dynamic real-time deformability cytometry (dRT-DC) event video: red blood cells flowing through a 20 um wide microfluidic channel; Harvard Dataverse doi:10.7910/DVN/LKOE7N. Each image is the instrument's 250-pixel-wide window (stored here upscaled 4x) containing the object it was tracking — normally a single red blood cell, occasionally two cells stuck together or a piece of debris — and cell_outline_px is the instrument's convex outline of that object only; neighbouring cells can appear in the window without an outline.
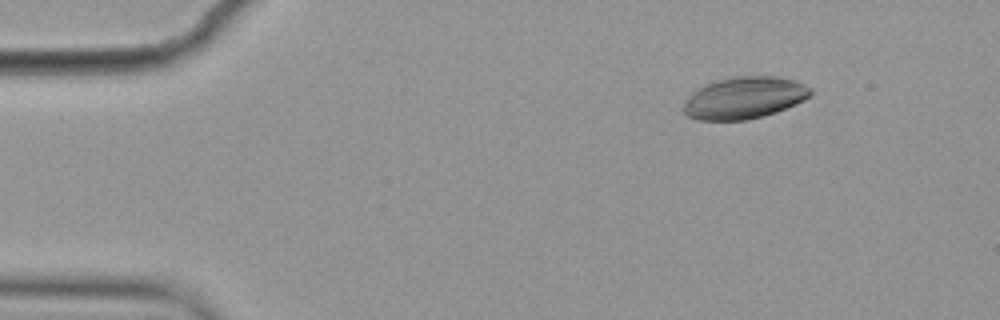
{"species": "common noctule bat (a hibernating species)", "species_latin": "Nyctalus noctula", "temperature_condition": "cold", "stored_images_in_passage": 8, "camera_frame_rate_fps": 3000, "um_per_image_px": 0.085, "animal": {"sex": "female", "body_mass_g": 19.9}, "frame": {"image": 1, "passage_image": 1, "time_ms": 0.0, "image_size_px": [1000, 320], "cell_outline_px": [[812, 96], [796, 104], [776, 112], [764, 116], [748, 120], [696, 120], [688, 116], [684, 112], [684, 104], [688, 96], [692, 92], [704, 84], [712, 80], [728, 76], [776, 76], [796, 80], [812, 88]], "centroid_in_image_um": [63.28, 8.3], "position_along_channel_um": 21.7, "area_um2": 31.56}}
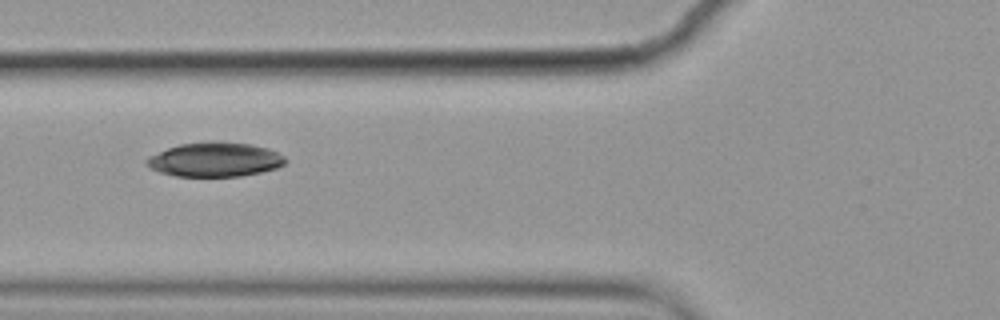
{"frame": {"image": 2, "passage_image": 5, "time_ms": 1.333, "image_size_px": [1000, 320], "cell_outline_px": [[288, 160], [284, 164], [276, 168], [260, 172], [240, 176], [176, 176], [160, 172], [144, 164], [144, 160], [148, 156], [168, 148], [180, 144], [208, 140], [216, 140], [252, 144], [268, 148], [284, 156]], "centroid_in_image_um": [18.26, 13.54], "position_along_channel_um": 107.5, "area_um2": 28.03}}
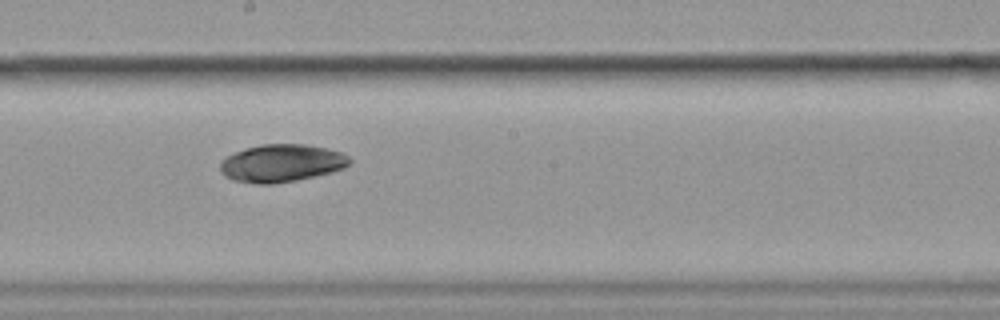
{"frame": {"image": 3, "passage_image": 8, "time_ms": 2.333, "image_size_px": [1000, 320], "cell_outline_px": [[352, 160], [344, 168], [332, 172], [296, 180], [272, 184], [256, 184], [232, 180], [224, 176], [220, 172], [220, 160], [232, 152], [260, 144], [304, 144], [344, 152]], "centroid_in_image_um": [23.89, 13.87], "position_along_channel_um": 224.3, "area_um2": 28.67}}